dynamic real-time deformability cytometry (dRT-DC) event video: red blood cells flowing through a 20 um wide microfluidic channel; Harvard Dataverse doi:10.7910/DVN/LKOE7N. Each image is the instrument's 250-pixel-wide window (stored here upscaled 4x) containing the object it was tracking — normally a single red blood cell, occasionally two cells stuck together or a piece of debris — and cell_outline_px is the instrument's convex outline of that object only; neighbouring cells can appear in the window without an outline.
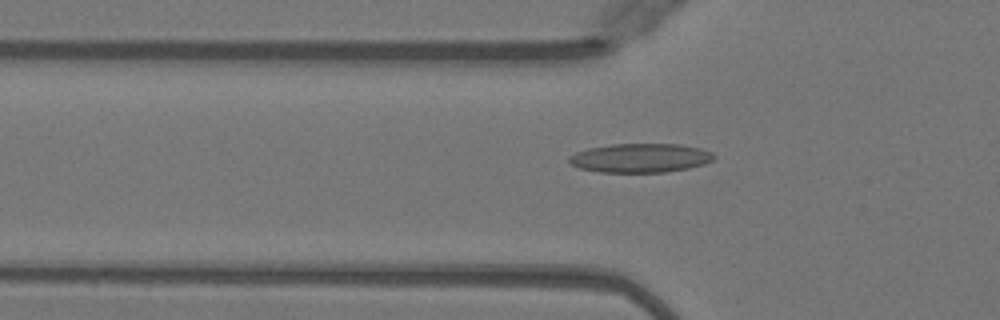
{"species": "Egyptian fruit bat (a non-hibernating species)", "species_latin": "Rousettus aegyptiacus", "temperature_condition": "warm", "stored_images_in_passage": 31, "camera_frame_rate_fps": 3000, "um_per_image_px": 0.085, "animal": {"sex": "female"}, "frame": {"image": 1, "passage_image": 16, "time_ms": 5.0, "image_size_px": [1000, 320], "cell_outline_px": [[716, 156], [712, 160], [704, 164], [688, 168], [664, 172], [600, 172], [580, 168], [572, 164], [568, 160], [568, 156], [576, 152], [588, 148], [612, 144], [680, 144], [700, 148], [712, 152]], "centroid_in_image_um": [54.43, 13.42], "position_along_channel_um": 71.4, "area_um2": 24.45}}
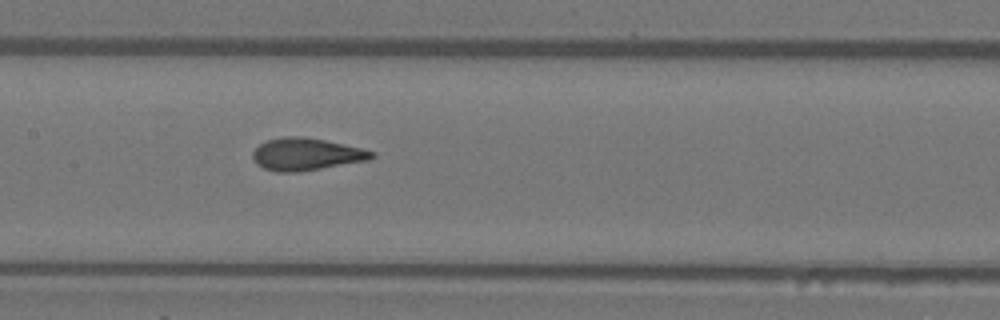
{"frame": {"image": 2, "passage_image": 24, "time_ms": 7.667, "image_size_px": [1000, 320], "cell_outline_px": [[376, 156], [368, 160], [296, 172], [276, 172], [264, 168], [256, 164], [252, 156], [252, 152], [260, 144], [268, 140], [284, 136], [304, 136], [344, 144], [376, 152]], "centroid_in_image_um": [26.01, 13.1], "position_along_channel_um": 181.4, "area_um2": 22.25}}
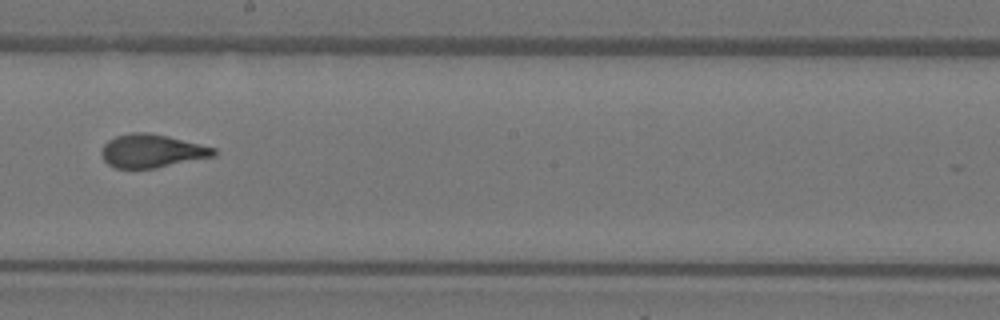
{"frame": {"image": 3, "passage_image": 28, "time_ms": 9.0, "image_size_px": [1000, 320], "cell_outline_px": [[216, 156], [156, 168], [116, 168], [108, 164], [104, 160], [100, 152], [104, 144], [108, 140], [116, 136], [132, 132], [148, 132], [168, 136], [216, 148]], "centroid_in_image_um": [12.91, 12.83], "position_along_channel_um": 235.3, "area_um2": 21.85}}